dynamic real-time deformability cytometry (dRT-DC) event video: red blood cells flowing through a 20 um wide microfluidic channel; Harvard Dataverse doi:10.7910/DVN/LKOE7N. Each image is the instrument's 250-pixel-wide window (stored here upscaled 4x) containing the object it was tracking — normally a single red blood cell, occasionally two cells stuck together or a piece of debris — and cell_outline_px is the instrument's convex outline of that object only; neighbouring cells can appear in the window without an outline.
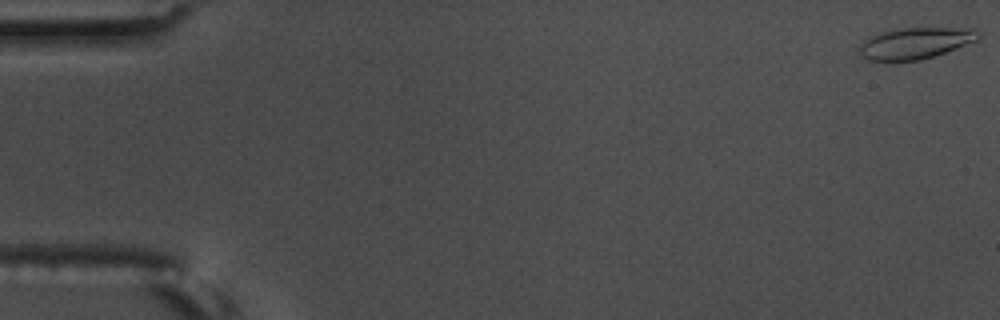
{"species": "common noctule bat (a hibernating species)", "species_latin": "Nyctalus noctula", "temperature_condition": "warm", "stored_images_in_passage": 57, "camera_frame_rate_fps": 3000, "um_per_image_px": 0.085, "animal": {"sex": "male", "body_mass_g": 17.5, "forearm_length_mm": 52.3}, "frame": {"image": 1, "passage_image": 1, "time_ms": 0.0, "image_size_px": [1000, 320], "cell_outline_px": [[980, 36], [976, 40], [936, 56], [920, 60], [868, 60], [860, 56], [860, 44], [864, 40], [880, 32], [896, 28], [976, 28], [980, 32]], "centroid_in_image_um": [77.81, 3.66], "position_along_channel_um": 7.2, "area_um2": 21.68}}
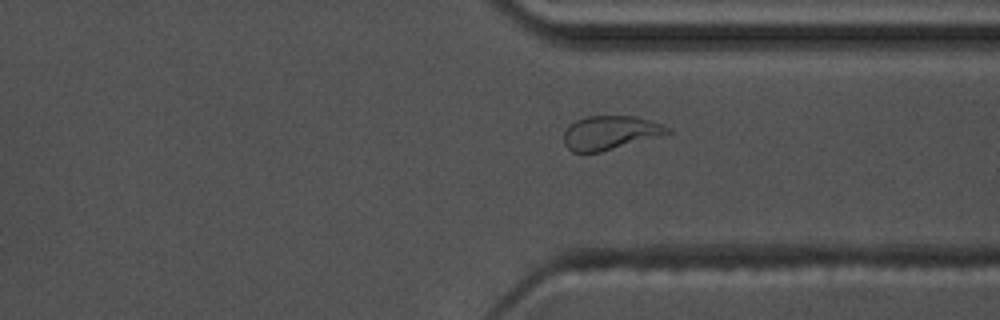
{"frame": {"image": 2, "passage_image": 43, "time_ms": 14.0, "image_size_px": [1000, 320], "cell_outline_px": [[672, 132], [664, 136], [600, 152], [572, 152], [564, 144], [564, 132], [576, 120], [588, 116], [636, 116], [660, 124], [668, 128]], "centroid_in_image_um": [51.89, 11.29], "position_along_channel_um": 359.5, "area_um2": 20.4}}
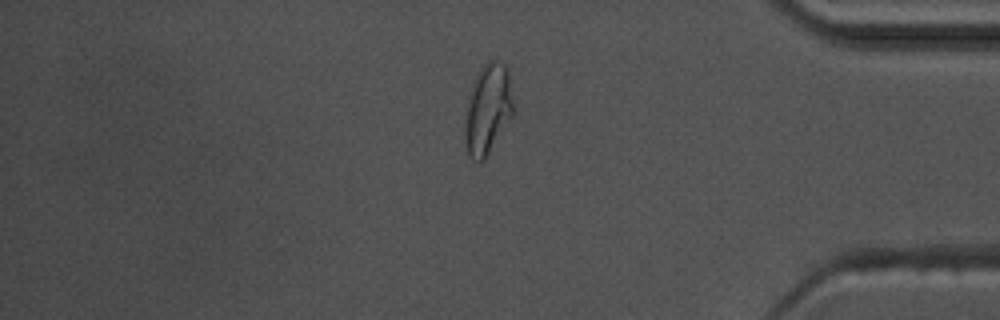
{"frame": {"image": 3, "passage_image": 48, "time_ms": 15.667, "image_size_px": [1000, 320], "cell_outline_px": [[516, 112], [484, 160], [480, 160], [468, 156], [464, 132], [464, 124], [468, 96], [472, 84], [480, 68], [488, 60], [496, 60], [508, 64]], "centroid_in_image_um": [41.51, 9.22], "position_along_channel_um": 393.7, "area_um2": 26.13}, "authors_computed_cell_mechanics": {"area_um2": 20.9814, "velocity_mm_per_s": 3.6233, "shape_relaxation_time_tau1_ms": null, "shape_relaxation_time_tau2_ms": 1.2334, "deformation_change_tau1": null, "deformation_change_tau2": 0.0814}}